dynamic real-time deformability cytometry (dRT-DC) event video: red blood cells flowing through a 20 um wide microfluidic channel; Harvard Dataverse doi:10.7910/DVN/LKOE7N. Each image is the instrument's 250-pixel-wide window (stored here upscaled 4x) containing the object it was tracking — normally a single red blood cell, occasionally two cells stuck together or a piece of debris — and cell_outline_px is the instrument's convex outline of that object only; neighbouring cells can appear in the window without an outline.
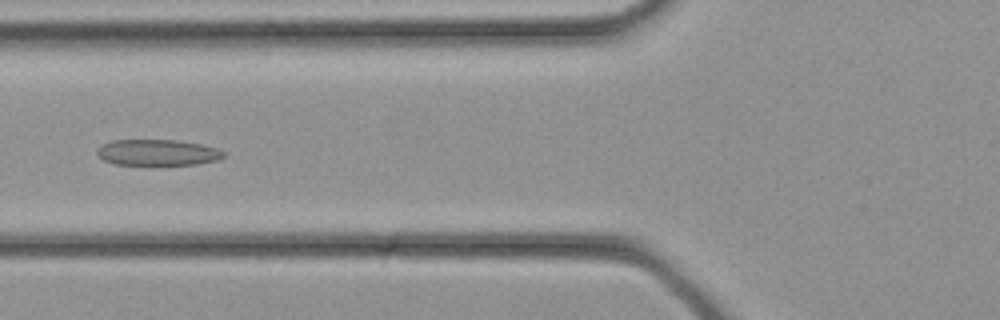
{"species": "common noctule bat (a hibernating species)", "species_latin": "Nyctalus noctula", "temperature_condition": "cold", "stored_images_in_passage": 32, "camera_frame_rate_fps": 3000, "um_per_image_px": 0.085, "animal": {"sex": "female", "body_mass_g": 21.9}, "frame": {"image": 1, "passage_image": 10, "time_ms": 3.0, "image_size_px": [1000, 320], "cell_outline_px": [[224, 156], [220, 160], [196, 164], [116, 164], [104, 160], [96, 152], [96, 148], [100, 144], [112, 140], [176, 140], [204, 144], [216, 148], [224, 152]], "centroid_in_image_um": [13.39, 12.95], "position_along_channel_um": 112.4, "area_um2": 19.19}}
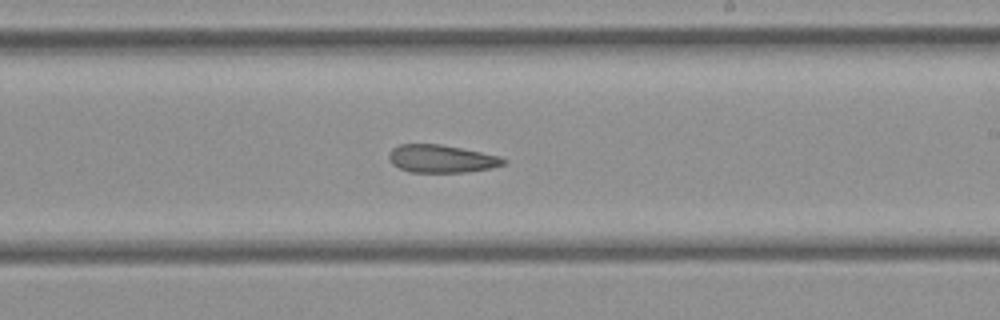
{"frame": {"image": 2, "passage_image": 17, "time_ms": 5.333, "image_size_px": [1000, 320], "cell_outline_px": [[508, 160], [504, 164], [492, 168], [464, 172], [408, 172], [392, 164], [388, 156], [388, 152], [392, 148], [400, 144], [440, 144], [500, 156]], "centroid_in_image_um": [37.5, 13.49], "position_along_channel_um": 251.5, "area_um2": 18.55}}
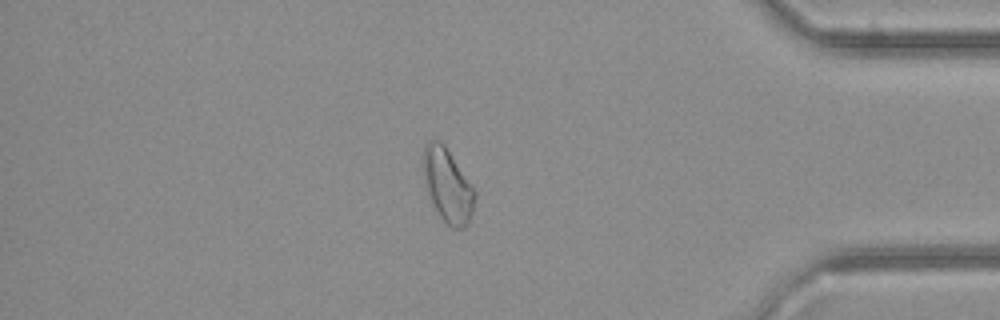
{"frame": {"image": 3, "passage_image": 26, "time_ms": 8.333, "image_size_px": [1000, 320], "cell_outline_px": [[476, 196], [472, 212], [468, 224], [464, 228], [452, 228], [440, 216], [428, 192], [424, 176], [424, 144], [432, 136], [440, 140], [444, 144], [476, 192]], "centroid_in_image_um": [38.05, 15.72], "position_along_channel_um": 397.1, "area_um2": 21.73}}